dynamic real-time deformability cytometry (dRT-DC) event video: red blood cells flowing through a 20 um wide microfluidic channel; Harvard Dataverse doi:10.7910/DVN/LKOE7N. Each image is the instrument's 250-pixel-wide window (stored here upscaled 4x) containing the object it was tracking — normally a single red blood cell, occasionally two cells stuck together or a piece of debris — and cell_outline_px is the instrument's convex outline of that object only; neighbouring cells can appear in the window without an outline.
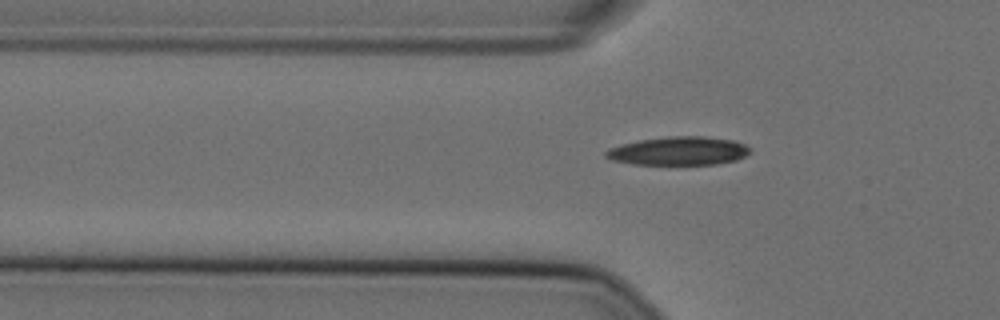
{"species": "Egyptian fruit bat (a non-hibernating species)", "species_latin": "Rousettus aegyptiacus", "temperature_condition": "cold", "stored_images_in_passage": 56, "camera_frame_rate_fps": 3000, "um_per_image_px": 0.085, "animal": {"sex": "female"}, "frame": {"image": 1, "passage_image": 19, "time_ms": 6.0, "image_size_px": [1000, 320], "cell_outline_px": [[752, 152], [736, 160], [716, 164], [632, 164], [612, 160], [604, 156], [604, 152], [608, 148], [620, 144], [640, 140], [668, 136], [704, 136], [732, 140], [744, 144], [752, 148]], "centroid_in_image_um": [57.68, 12.82], "position_along_channel_um": 68.1, "area_um2": 24.04}}
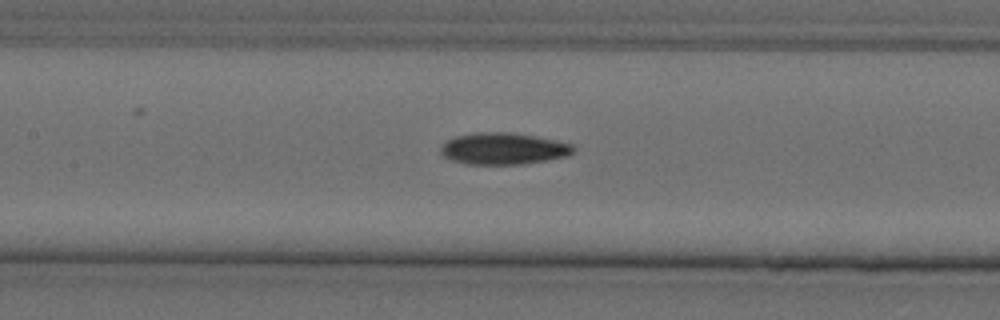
{"frame": {"image": 2, "passage_image": 27, "time_ms": 8.667, "image_size_px": [1000, 320], "cell_outline_px": [[576, 148], [568, 156], [548, 160], [520, 164], [464, 164], [440, 156], [440, 148], [448, 140], [456, 136], [476, 132], [512, 132], [536, 136], [556, 140], [572, 144]], "centroid_in_image_um": [42.78, 12.63], "position_along_channel_um": 164.6, "area_um2": 24.68}}
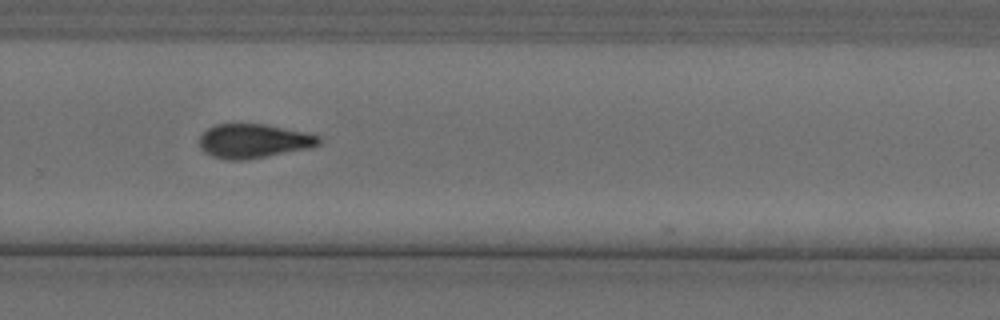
{"frame": {"image": 3, "passage_image": 39, "time_ms": 12.667, "image_size_px": [1000, 320], "cell_outline_px": [[320, 144], [308, 148], [248, 160], [228, 160], [212, 156], [204, 152], [200, 148], [200, 136], [208, 128], [216, 124], [264, 124], [304, 132], [320, 136]], "centroid_in_image_um": [21.53, 11.99], "position_along_channel_um": 308.3, "area_um2": 23.64}, "authors_computed_cell_mechanics": {"area_um2": 23.3512, "velocity_mm_per_s": 3.6217, "shape_relaxation_time_tau1_ms": 7.0127, "shape_relaxation_time_tau2_ms": 7.4484, "deformation_change_tau1": 0.1686, "deformation_change_tau2": 0.1587}}